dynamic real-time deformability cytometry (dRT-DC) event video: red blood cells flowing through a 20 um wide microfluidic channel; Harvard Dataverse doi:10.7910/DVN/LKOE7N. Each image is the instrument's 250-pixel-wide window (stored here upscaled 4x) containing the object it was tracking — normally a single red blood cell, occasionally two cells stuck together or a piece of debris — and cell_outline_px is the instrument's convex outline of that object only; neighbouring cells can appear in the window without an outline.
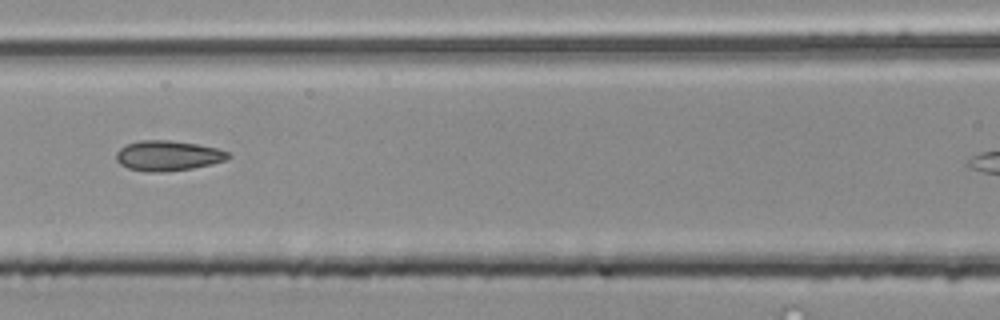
{"species": "common noctule bat (a hibernating species)", "species_latin": "Nyctalus noctula", "temperature_condition": "room temperature", "stored_images_in_passage": 5, "segment_of_instrument_passage": [1, 2], "camera_frame_rate_fps": 3000, "um_per_image_px": 0.085, "animal": {"sex": "male", "body_mass_g": 20.4}, "frame": {"image": 1, "passage_image": 4, "time_ms": 1.0, "image_size_px": [1000, 320], "cell_outline_px": [[232, 156], [224, 160], [212, 164], [192, 168], [164, 172], [148, 172], [128, 168], [120, 164], [116, 160], [116, 152], [120, 148], [128, 144], [140, 140], [168, 140], [196, 144], [220, 148], [228, 152]], "centroid_in_image_um": [14.28, 13.23], "position_along_channel_um": 152.3, "area_um2": 19.71}}